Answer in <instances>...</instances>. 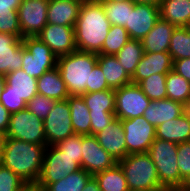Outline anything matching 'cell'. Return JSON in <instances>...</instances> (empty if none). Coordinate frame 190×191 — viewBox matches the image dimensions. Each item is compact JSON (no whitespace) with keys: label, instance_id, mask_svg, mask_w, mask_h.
Wrapping results in <instances>:
<instances>
[{"label":"cell","instance_id":"cell-30","mask_svg":"<svg viewBox=\"0 0 190 191\" xmlns=\"http://www.w3.org/2000/svg\"><path fill=\"white\" fill-rule=\"evenodd\" d=\"M89 113H115V90L106 89L81 95Z\"/></svg>","mask_w":190,"mask_h":191},{"label":"cell","instance_id":"cell-23","mask_svg":"<svg viewBox=\"0 0 190 191\" xmlns=\"http://www.w3.org/2000/svg\"><path fill=\"white\" fill-rule=\"evenodd\" d=\"M5 93H14L26 103L37 93V79L19 69L6 75Z\"/></svg>","mask_w":190,"mask_h":191},{"label":"cell","instance_id":"cell-43","mask_svg":"<svg viewBox=\"0 0 190 191\" xmlns=\"http://www.w3.org/2000/svg\"><path fill=\"white\" fill-rule=\"evenodd\" d=\"M115 118V113H90L91 135H96L102 131Z\"/></svg>","mask_w":190,"mask_h":191},{"label":"cell","instance_id":"cell-27","mask_svg":"<svg viewBox=\"0 0 190 191\" xmlns=\"http://www.w3.org/2000/svg\"><path fill=\"white\" fill-rule=\"evenodd\" d=\"M67 100L70 107V117L75 134L91 135L90 113L82 96L70 95Z\"/></svg>","mask_w":190,"mask_h":191},{"label":"cell","instance_id":"cell-49","mask_svg":"<svg viewBox=\"0 0 190 191\" xmlns=\"http://www.w3.org/2000/svg\"><path fill=\"white\" fill-rule=\"evenodd\" d=\"M177 191H190V173L185 177L181 187Z\"/></svg>","mask_w":190,"mask_h":191},{"label":"cell","instance_id":"cell-31","mask_svg":"<svg viewBox=\"0 0 190 191\" xmlns=\"http://www.w3.org/2000/svg\"><path fill=\"white\" fill-rule=\"evenodd\" d=\"M101 191H128L126 177L120 165L116 163L113 167L94 175Z\"/></svg>","mask_w":190,"mask_h":191},{"label":"cell","instance_id":"cell-2","mask_svg":"<svg viewBox=\"0 0 190 191\" xmlns=\"http://www.w3.org/2000/svg\"><path fill=\"white\" fill-rule=\"evenodd\" d=\"M46 147L6 138L0 163L12 170L27 184L36 183L40 176Z\"/></svg>","mask_w":190,"mask_h":191},{"label":"cell","instance_id":"cell-15","mask_svg":"<svg viewBox=\"0 0 190 191\" xmlns=\"http://www.w3.org/2000/svg\"><path fill=\"white\" fill-rule=\"evenodd\" d=\"M42 40L56 55H68L75 52V31L72 26H63L47 23L37 36Z\"/></svg>","mask_w":190,"mask_h":191},{"label":"cell","instance_id":"cell-32","mask_svg":"<svg viewBox=\"0 0 190 191\" xmlns=\"http://www.w3.org/2000/svg\"><path fill=\"white\" fill-rule=\"evenodd\" d=\"M144 54L142 42L135 39H130L123 48L115 54L116 59L125 69L126 73L132 77L138 63L141 61Z\"/></svg>","mask_w":190,"mask_h":191},{"label":"cell","instance_id":"cell-18","mask_svg":"<svg viewBox=\"0 0 190 191\" xmlns=\"http://www.w3.org/2000/svg\"><path fill=\"white\" fill-rule=\"evenodd\" d=\"M172 66L173 61L168 52H144L131 77L132 83L139 84L142 80L154 74H167L172 70Z\"/></svg>","mask_w":190,"mask_h":191},{"label":"cell","instance_id":"cell-16","mask_svg":"<svg viewBox=\"0 0 190 191\" xmlns=\"http://www.w3.org/2000/svg\"><path fill=\"white\" fill-rule=\"evenodd\" d=\"M22 38L8 33H0V74L19 70L22 67Z\"/></svg>","mask_w":190,"mask_h":191},{"label":"cell","instance_id":"cell-45","mask_svg":"<svg viewBox=\"0 0 190 191\" xmlns=\"http://www.w3.org/2000/svg\"><path fill=\"white\" fill-rule=\"evenodd\" d=\"M172 70L190 82V58L174 60Z\"/></svg>","mask_w":190,"mask_h":191},{"label":"cell","instance_id":"cell-44","mask_svg":"<svg viewBox=\"0 0 190 191\" xmlns=\"http://www.w3.org/2000/svg\"><path fill=\"white\" fill-rule=\"evenodd\" d=\"M106 89H110L106 82V78L101 70V67L96 64L91 72L90 78V93L99 92Z\"/></svg>","mask_w":190,"mask_h":191},{"label":"cell","instance_id":"cell-39","mask_svg":"<svg viewBox=\"0 0 190 191\" xmlns=\"http://www.w3.org/2000/svg\"><path fill=\"white\" fill-rule=\"evenodd\" d=\"M26 182L0 163V191H23Z\"/></svg>","mask_w":190,"mask_h":191},{"label":"cell","instance_id":"cell-3","mask_svg":"<svg viewBox=\"0 0 190 191\" xmlns=\"http://www.w3.org/2000/svg\"><path fill=\"white\" fill-rule=\"evenodd\" d=\"M98 54L76 50L57 57L56 67L66 84L69 95L90 93V78L97 64Z\"/></svg>","mask_w":190,"mask_h":191},{"label":"cell","instance_id":"cell-19","mask_svg":"<svg viewBox=\"0 0 190 191\" xmlns=\"http://www.w3.org/2000/svg\"><path fill=\"white\" fill-rule=\"evenodd\" d=\"M84 0H49L47 22L74 27Z\"/></svg>","mask_w":190,"mask_h":191},{"label":"cell","instance_id":"cell-14","mask_svg":"<svg viewBox=\"0 0 190 191\" xmlns=\"http://www.w3.org/2000/svg\"><path fill=\"white\" fill-rule=\"evenodd\" d=\"M159 18V6L134 2V8L129 10L128 23L124 28L128 31L130 39L141 41Z\"/></svg>","mask_w":190,"mask_h":191},{"label":"cell","instance_id":"cell-34","mask_svg":"<svg viewBox=\"0 0 190 191\" xmlns=\"http://www.w3.org/2000/svg\"><path fill=\"white\" fill-rule=\"evenodd\" d=\"M168 53L172 61L190 58V32L186 27H176L173 31Z\"/></svg>","mask_w":190,"mask_h":191},{"label":"cell","instance_id":"cell-38","mask_svg":"<svg viewBox=\"0 0 190 191\" xmlns=\"http://www.w3.org/2000/svg\"><path fill=\"white\" fill-rule=\"evenodd\" d=\"M56 146L81 167L82 159V135L73 134L58 142Z\"/></svg>","mask_w":190,"mask_h":191},{"label":"cell","instance_id":"cell-35","mask_svg":"<svg viewBox=\"0 0 190 191\" xmlns=\"http://www.w3.org/2000/svg\"><path fill=\"white\" fill-rule=\"evenodd\" d=\"M130 40L128 31L118 25H111L109 33L103 43L102 50L99 54L115 55Z\"/></svg>","mask_w":190,"mask_h":191},{"label":"cell","instance_id":"cell-24","mask_svg":"<svg viewBox=\"0 0 190 191\" xmlns=\"http://www.w3.org/2000/svg\"><path fill=\"white\" fill-rule=\"evenodd\" d=\"M97 64L101 67L110 89L116 90L132 83L131 77L118 62L115 55L98 54Z\"/></svg>","mask_w":190,"mask_h":191},{"label":"cell","instance_id":"cell-22","mask_svg":"<svg viewBox=\"0 0 190 191\" xmlns=\"http://www.w3.org/2000/svg\"><path fill=\"white\" fill-rule=\"evenodd\" d=\"M156 138L183 143L190 141V111L187 109L181 116L168 120L155 128Z\"/></svg>","mask_w":190,"mask_h":191},{"label":"cell","instance_id":"cell-6","mask_svg":"<svg viewBox=\"0 0 190 191\" xmlns=\"http://www.w3.org/2000/svg\"><path fill=\"white\" fill-rule=\"evenodd\" d=\"M22 67L27 75L36 79L57 65V57L37 36L22 38Z\"/></svg>","mask_w":190,"mask_h":191},{"label":"cell","instance_id":"cell-25","mask_svg":"<svg viewBox=\"0 0 190 191\" xmlns=\"http://www.w3.org/2000/svg\"><path fill=\"white\" fill-rule=\"evenodd\" d=\"M37 90L38 94L55 101L66 100L70 96L57 67L45 72L37 79Z\"/></svg>","mask_w":190,"mask_h":191},{"label":"cell","instance_id":"cell-10","mask_svg":"<svg viewBox=\"0 0 190 191\" xmlns=\"http://www.w3.org/2000/svg\"><path fill=\"white\" fill-rule=\"evenodd\" d=\"M125 135L127 155L147 153L156 139L155 126L143 116L121 120Z\"/></svg>","mask_w":190,"mask_h":191},{"label":"cell","instance_id":"cell-28","mask_svg":"<svg viewBox=\"0 0 190 191\" xmlns=\"http://www.w3.org/2000/svg\"><path fill=\"white\" fill-rule=\"evenodd\" d=\"M23 0H0V33H8L22 38L18 7Z\"/></svg>","mask_w":190,"mask_h":191},{"label":"cell","instance_id":"cell-7","mask_svg":"<svg viewBox=\"0 0 190 191\" xmlns=\"http://www.w3.org/2000/svg\"><path fill=\"white\" fill-rule=\"evenodd\" d=\"M6 138L47 146L44 122L27 108L11 113Z\"/></svg>","mask_w":190,"mask_h":191},{"label":"cell","instance_id":"cell-5","mask_svg":"<svg viewBox=\"0 0 190 191\" xmlns=\"http://www.w3.org/2000/svg\"><path fill=\"white\" fill-rule=\"evenodd\" d=\"M117 163L123 170L129 190L165 189L159 182L156 166L148 153L128 154Z\"/></svg>","mask_w":190,"mask_h":191},{"label":"cell","instance_id":"cell-52","mask_svg":"<svg viewBox=\"0 0 190 191\" xmlns=\"http://www.w3.org/2000/svg\"><path fill=\"white\" fill-rule=\"evenodd\" d=\"M5 85H6V76L3 74H0V95L5 88Z\"/></svg>","mask_w":190,"mask_h":191},{"label":"cell","instance_id":"cell-12","mask_svg":"<svg viewBox=\"0 0 190 191\" xmlns=\"http://www.w3.org/2000/svg\"><path fill=\"white\" fill-rule=\"evenodd\" d=\"M49 0H23L18 7L22 38L35 37L46 26Z\"/></svg>","mask_w":190,"mask_h":191},{"label":"cell","instance_id":"cell-54","mask_svg":"<svg viewBox=\"0 0 190 191\" xmlns=\"http://www.w3.org/2000/svg\"><path fill=\"white\" fill-rule=\"evenodd\" d=\"M128 191H167L166 189H133Z\"/></svg>","mask_w":190,"mask_h":191},{"label":"cell","instance_id":"cell-37","mask_svg":"<svg viewBox=\"0 0 190 191\" xmlns=\"http://www.w3.org/2000/svg\"><path fill=\"white\" fill-rule=\"evenodd\" d=\"M102 5L110 24L122 27L127 25L129 10L134 8V2L102 3Z\"/></svg>","mask_w":190,"mask_h":191},{"label":"cell","instance_id":"cell-20","mask_svg":"<svg viewBox=\"0 0 190 191\" xmlns=\"http://www.w3.org/2000/svg\"><path fill=\"white\" fill-rule=\"evenodd\" d=\"M188 108L171 99L152 100L143 117L155 128L162 123L181 116Z\"/></svg>","mask_w":190,"mask_h":191},{"label":"cell","instance_id":"cell-29","mask_svg":"<svg viewBox=\"0 0 190 191\" xmlns=\"http://www.w3.org/2000/svg\"><path fill=\"white\" fill-rule=\"evenodd\" d=\"M167 98L190 107V82L171 70L166 76Z\"/></svg>","mask_w":190,"mask_h":191},{"label":"cell","instance_id":"cell-48","mask_svg":"<svg viewBox=\"0 0 190 191\" xmlns=\"http://www.w3.org/2000/svg\"><path fill=\"white\" fill-rule=\"evenodd\" d=\"M23 191H48L46 188L39 186L36 183L26 184Z\"/></svg>","mask_w":190,"mask_h":191},{"label":"cell","instance_id":"cell-13","mask_svg":"<svg viewBox=\"0 0 190 191\" xmlns=\"http://www.w3.org/2000/svg\"><path fill=\"white\" fill-rule=\"evenodd\" d=\"M116 163L117 161L99 144L95 135H82V169L94 176Z\"/></svg>","mask_w":190,"mask_h":191},{"label":"cell","instance_id":"cell-55","mask_svg":"<svg viewBox=\"0 0 190 191\" xmlns=\"http://www.w3.org/2000/svg\"><path fill=\"white\" fill-rule=\"evenodd\" d=\"M186 28H187L188 31L190 32V22L187 24Z\"/></svg>","mask_w":190,"mask_h":191},{"label":"cell","instance_id":"cell-11","mask_svg":"<svg viewBox=\"0 0 190 191\" xmlns=\"http://www.w3.org/2000/svg\"><path fill=\"white\" fill-rule=\"evenodd\" d=\"M43 122L47 146L56 145L58 142L75 134L72 127L70 107L67 99L56 101L53 109Z\"/></svg>","mask_w":190,"mask_h":191},{"label":"cell","instance_id":"cell-21","mask_svg":"<svg viewBox=\"0 0 190 191\" xmlns=\"http://www.w3.org/2000/svg\"><path fill=\"white\" fill-rule=\"evenodd\" d=\"M176 26L159 18L152 30L141 40L143 51L147 53L168 52Z\"/></svg>","mask_w":190,"mask_h":191},{"label":"cell","instance_id":"cell-50","mask_svg":"<svg viewBox=\"0 0 190 191\" xmlns=\"http://www.w3.org/2000/svg\"><path fill=\"white\" fill-rule=\"evenodd\" d=\"M135 3L153 4L159 6L161 0H134Z\"/></svg>","mask_w":190,"mask_h":191},{"label":"cell","instance_id":"cell-8","mask_svg":"<svg viewBox=\"0 0 190 191\" xmlns=\"http://www.w3.org/2000/svg\"><path fill=\"white\" fill-rule=\"evenodd\" d=\"M56 145H49L44 152L40 176L36 182L46 188L50 183L58 182L81 167Z\"/></svg>","mask_w":190,"mask_h":191},{"label":"cell","instance_id":"cell-17","mask_svg":"<svg viewBox=\"0 0 190 191\" xmlns=\"http://www.w3.org/2000/svg\"><path fill=\"white\" fill-rule=\"evenodd\" d=\"M99 144L119 162L127 155L125 135L122 121L115 118L109 125L96 135Z\"/></svg>","mask_w":190,"mask_h":191},{"label":"cell","instance_id":"cell-42","mask_svg":"<svg viewBox=\"0 0 190 191\" xmlns=\"http://www.w3.org/2000/svg\"><path fill=\"white\" fill-rule=\"evenodd\" d=\"M0 103L10 112L26 109V102L14 93H5V88L0 95Z\"/></svg>","mask_w":190,"mask_h":191},{"label":"cell","instance_id":"cell-33","mask_svg":"<svg viewBox=\"0 0 190 191\" xmlns=\"http://www.w3.org/2000/svg\"><path fill=\"white\" fill-rule=\"evenodd\" d=\"M92 177L84 169H79L55 183H50L48 191H82L88 180Z\"/></svg>","mask_w":190,"mask_h":191},{"label":"cell","instance_id":"cell-46","mask_svg":"<svg viewBox=\"0 0 190 191\" xmlns=\"http://www.w3.org/2000/svg\"><path fill=\"white\" fill-rule=\"evenodd\" d=\"M11 113L0 103V133L6 134Z\"/></svg>","mask_w":190,"mask_h":191},{"label":"cell","instance_id":"cell-1","mask_svg":"<svg viewBox=\"0 0 190 191\" xmlns=\"http://www.w3.org/2000/svg\"><path fill=\"white\" fill-rule=\"evenodd\" d=\"M111 24L100 0H84L74 26L76 49L99 54Z\"/></svg>","mask_w":190,"mask_h":191},{"label":"cell","instance_id":"cell-4","mask_svg":"<svg viewBox=\"0 0 190 191\" xmlns=\"http://www.w3.org/2000/svg\"><path fill=\"white\" fill-rule=\"evenodd\" d=\"M147 153L156 166L160 184L167 191H177L183 183L177 164V143L156 138Z\"/></svg>","mask_w":190,"mask_h":191},{"label":"cell","instance_id":"cell-41","mask_svg":"<svg viewBox=\"0 0 190 191\" xmlns=\"http://www.w3.org/2000/svg\"><path fill=\"white\" fill-rule=\"evenodd\" d=\"M177 164L184 180L190 173V141L177 144Z\"/></svg>","mask_w":190,"mask_h":191},{"label":"cell","instance_id":"cell-26","mask_svg":"<svg viewBox=\"0 0 190 191\" xmlns=\"http://www.w3.org/2000/svg\"><path fill=\"white\" fill-rule=\"evenodd\" d=\"M160 18L176 27H186L190 22V0H161Z\"/></svg>","mask_w":190,"mask_h":191},{"label":"cell","instance_id":"cell-51","mask_svg":"<svg viewBox=\"0 0 190 191\" xmlns=\"http://www.w3.org/2000/svg\"><path fill=\"white\" fill-rule=\"evenodd\" d=\"M5 139H6V135L3 134V133H0V162H1V159H2Z\"/></svg>","mask_w":190,"mask_h":191},{"label":"cell","instance_id":"cell-47","mask_svg":"<svg viewBox=\"0 0 190 191\" xmlns=\"http://www.w3.org/2000/svg\"><path fill=\"white\" fill-rule=\"evenodd\" d=\"M82 191H101L99 189V184L94 176L88 180Z\"/></svg>","mask_w":190,"mask_h":191},{"label":"cell","instance_id":"cell-36","mask_svg":"<svg viewBox=\"0 0 190 191\" xmlns=\"http://www.w3.org/2000/svg\"><path fill=\"white\" fill-rule=\"evenodd\" d=\"M166 76L167 74H154L142 80L138 85L151 101L166 99Z\"/></svg>","mask_w":190,"mask_h":191},{"label":"cell","instance_id":"cell-9","mask_svg":"<svg viewBox=\"0 0 190 191\" xmlns=\"http://www.w3.org/2000/svg\"><path fill=\"white\" fill-rule=\"evenodd\" d=\"M150 103L138 84L129 83L115 90V116L120 120L143 116Z\"/></svg>","mask_w":190,"mask_h":191},{"label":"cell","instance_id":"cell-40","mask_svg":"<svg viewBox=\"0 0 190 191\" xmlns=\"http://www.w3.org/2000/svg\"><path fill=\"white\" fill-rule=\"evenodd\" d=\"M55 102L54 99L47 98L46 96L37 93L26 104V108L39 119L44 121L49 112L53 109Z\"/></svg>","mask_w":190,"mask_h":191},{"label":"cell","instance_id":"cell-53","mask_svg":"<svg viewBox=\"0 0 190 191\" xmlns=\"http://www.w3.org/2000/svg\"><path fill=\"white\" fill-rule=\"evenodd\" d=\"M102 3L134 2V0H100Z\"/></svg>","mask_w":190,"mask_h":191}]
</instances>
